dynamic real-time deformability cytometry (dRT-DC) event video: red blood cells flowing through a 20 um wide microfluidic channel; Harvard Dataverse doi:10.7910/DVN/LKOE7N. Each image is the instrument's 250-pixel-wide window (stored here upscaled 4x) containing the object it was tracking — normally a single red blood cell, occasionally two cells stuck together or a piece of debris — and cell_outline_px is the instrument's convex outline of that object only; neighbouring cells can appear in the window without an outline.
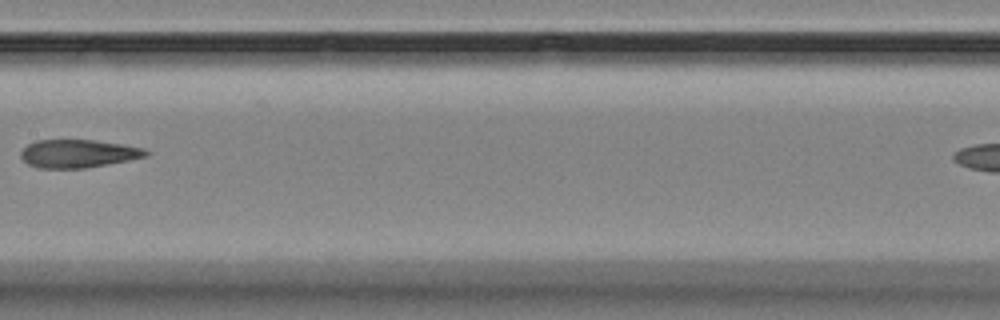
{"species": "Egyptian fruit bat (a non-hibernating species)", "species_latin": "Rousettus aegyptiacus", "temperature_condition": "room temperature", "stored_images_in_passage": 12, "camera_frame_rate_fps": 3000, "um_per_image_px": 0.085, "animal": {"sex": "female"}, "frame": {"image": 1, "passage_image": 6, "time_ms": 6.0, "image_size_px": [1000, 320], "cell_outline_px": [[152, 152], [148, 156], [128, 160], [84, 168], [36, 168], [28, 164], [20, 156], [20, 152], [28, 144], [36, 140], [96, 140], [144, 148]], "centroid_in_image_um": [6.64, 13.05], "position_along_channel_um": 200.8, "area_um2": 20.46}}
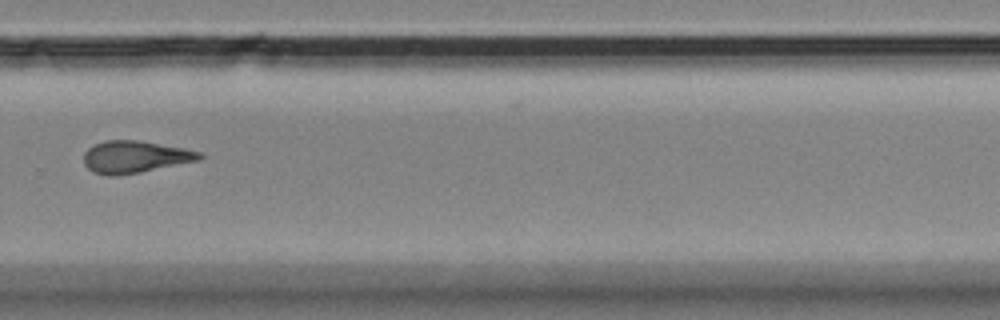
{"frame": {"image": 2, "passage_image": 9, "time_ms": 9.333, "image_size_px": [1000, 320], "cell_outline_px": [[204, 156], [200, 160], [140, 172], [116, 176], [108, 176], [92, 172], [84, 164], [84, 152], [92, 144], [104, 140], [136, 140], [184, 148], [200, 152]], "centroid_in_image_um": [11.43, 13.33], "position_along_channel_um": 318.4, "area_um2": 21.73}}
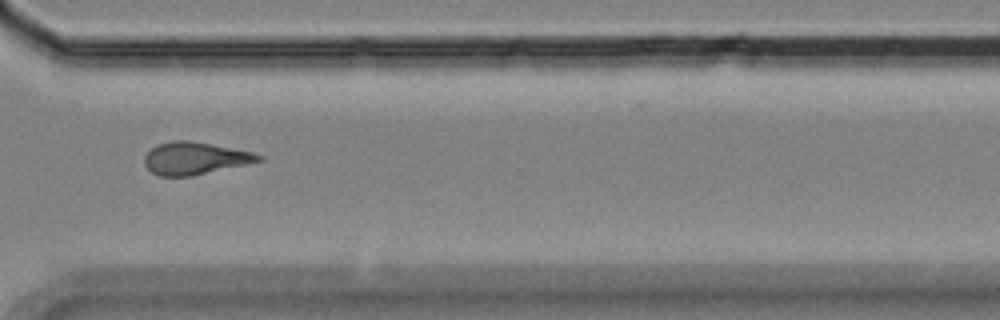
{"frame": {"image": 3, "passage_image": 10, "time_ms": 10.333, "image_size_px": [1000, 320], "cell_outline_px": [[264, 160], [192, 176], [156, 176], [144, 164], [144, 156], [152, 148], [160, 144], [176, 140], [188, 140], [212, 144], [252, 152], [264, 156]], "centroid_in_image_um": [16.57, 13.46], "position_along_channel_um": 354.0, "area_um2": 21.39}}